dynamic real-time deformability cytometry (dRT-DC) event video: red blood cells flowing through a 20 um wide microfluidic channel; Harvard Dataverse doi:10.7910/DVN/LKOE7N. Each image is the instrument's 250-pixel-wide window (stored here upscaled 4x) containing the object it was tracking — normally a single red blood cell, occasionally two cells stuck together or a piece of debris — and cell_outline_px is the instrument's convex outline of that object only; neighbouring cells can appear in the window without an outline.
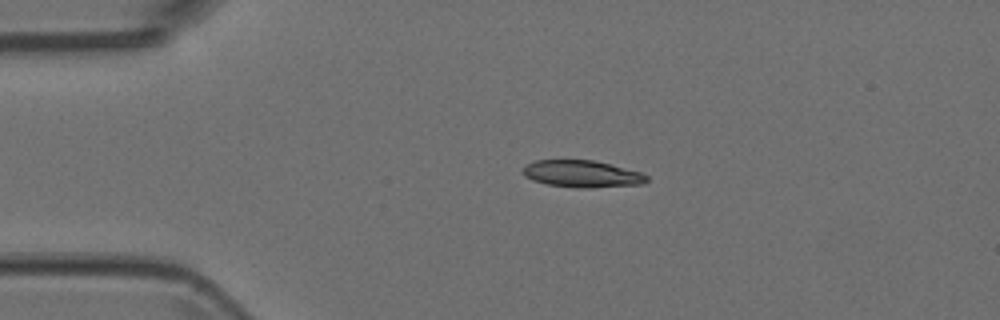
{"species": "Egyptian fruit bat (a non-hibernating species)", "species_latin": "Rousettus aegyptiacus", "temperature_condition": "room temperature", "stored_images_in_passage": 4, "camera_frame_rate_fps": 3000, "um_per_image_px": 0.085, "animal": {"sex": "female"}, "frame": {"image": 1, "passage_image": 2, "time_ms": 0.333, "image_size_px": [1000, 320], "cell_outline_px": [[648, 180], [644, 184], [588, 188], [576, 188], [548, 184], [532, 180], [524, 176], [524, 168], [528, 164], [536, 160], [592, 160], [640, 172], [648, 176]], "centroid_in_image_um": [49.48, 14.79], "position_along_channel_um": 35.5, "area_um2": 19.25}}
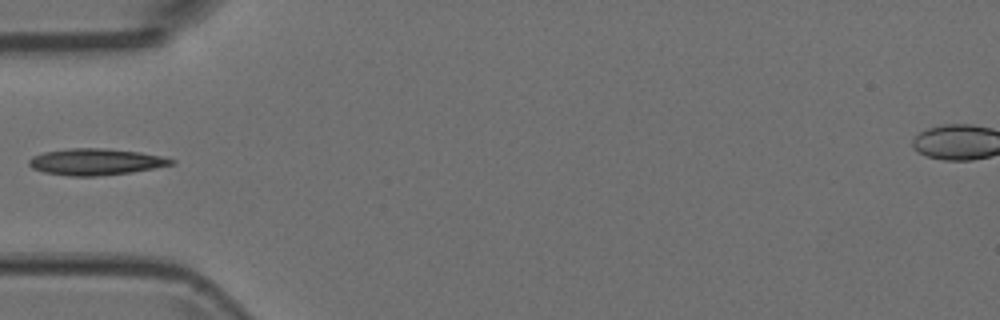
{"frame": {"image": 2, "passage_image": 4, "time_ms": 1.0, "image_size_px": [1000, 320], "cell_outline_px": [[176, 164], [132, 172], [96, 176], [68, 176], [44, 172], [32, 168], [28, 164], [28, 160], [32, 156], [44, 152], [68, 148], [104, 148], [140, 152], [164, 156], [176, 160]], "centroid_in_image_um": [8.16, 13.75], "position_along_channel_um": 76.8, "area_um2": 22.14}}